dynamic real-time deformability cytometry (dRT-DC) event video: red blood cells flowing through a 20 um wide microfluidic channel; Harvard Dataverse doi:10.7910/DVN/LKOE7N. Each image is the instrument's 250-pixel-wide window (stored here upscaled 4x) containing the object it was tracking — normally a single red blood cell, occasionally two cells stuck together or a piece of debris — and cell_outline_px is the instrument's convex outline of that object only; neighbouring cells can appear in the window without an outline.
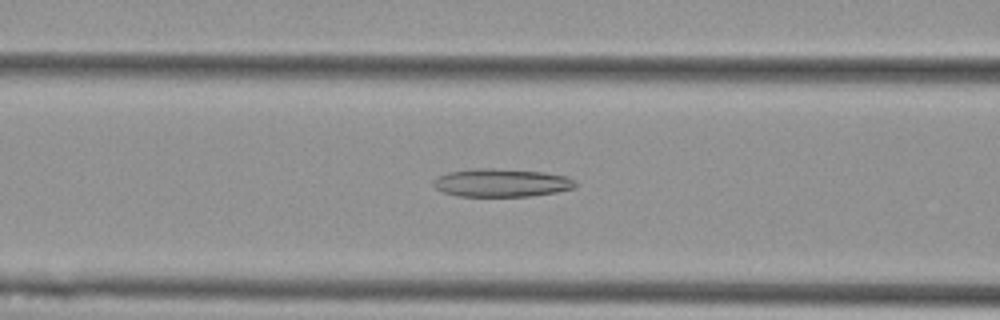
{"species": "Egyptian fruit bat (a non-hibernating species)", "species_latin": "Rousettus aegyptiacus", "temperature_condition": "cold", "stored_images_in_passage": 57, "camera_frame_rate_fps": 3000, "um_per_image_px": 0.085, "animal": {"sex": "female"}, "frame": {"image": 1, "passage_image": 23, "time_ms": 7.333, "image_size_px": [1000, 320], "cell_outline_px": [[576, 188], [556, 192], [532, 196], [456, 196], [444, 192], [436, 188], [432, 184], [440, 176], [448, 172], [476, 168], [492, 168], [544, 172], [568, 176], [576, 180]], "centroid_in_image_um": [42.69, 15.54], "position_along_channel_um": 123.9, "area_um2": 23.29}}
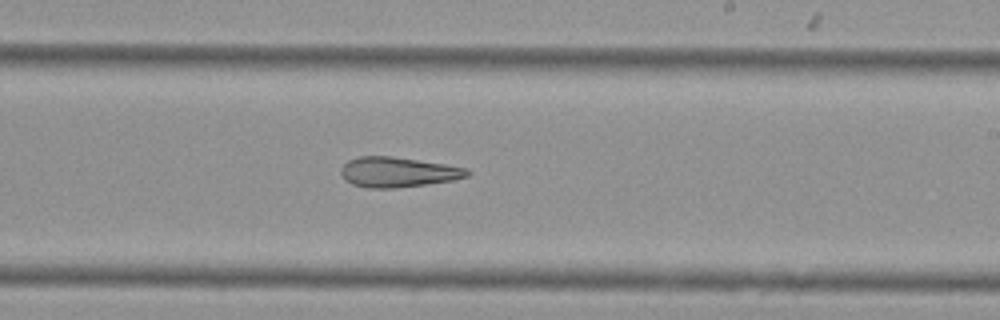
{"frame": {"image": 2, "passage_image": 34, "time_ms": 11.0, "image_size_px": [1000, 320], "cell_outline_px": [[472, 172], [468, 176], [452, 180], [396, 188], [368, 188], [352, 184], [344, 180], [340, 172], [340, 168], [348, 160], [360, 156], [392, 156], [444, 164], [468, 168]], "centroid_in_image_um": [33.8, 14.63], "position_along_channel_um": 255.2, "area_um2": 22.14}}
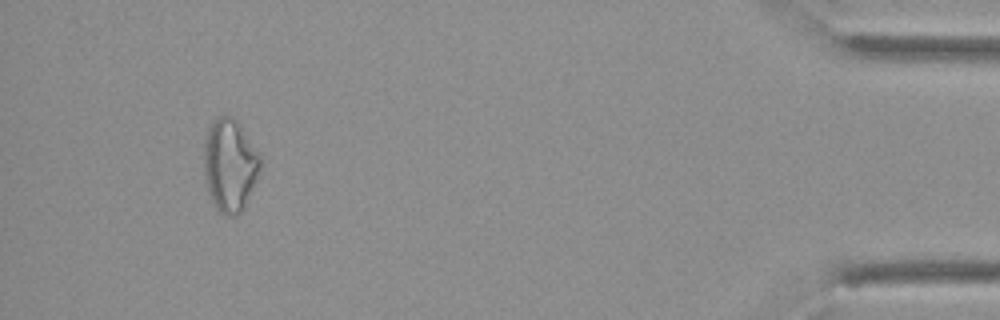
{"frame": {"image": 3, "passage_image": 53, "time_ms": 17.333, "image_size_px": [1000, 320], "cell_outline_px": [[260, 168], [244, 208], [236, 216], [224, 216], [216, 208], [208, 192], [204, 176], [204, 140], [208, 128], [216, 116], [232, 116], [240, 124], [260, 156]], "centroid_in_image_um": [19.5, 14.04], "position_along_channel_um": 415.7, "area_um2": 30.35}, "authors_computed_cell_mechanics": {"area_um2": 26.3568, "velocity_mm_per_s": 3.5876, "shape_relaxation_time_tau1_ms": null, "shape_relaxation_time_tau2_ms": 8.2514, "deformation_change_tau1": null, "deformation_change_tau2": 0.2169}}